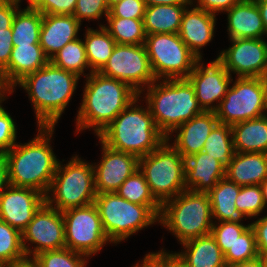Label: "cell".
I'll return each instance as SVG.
<instances>
[{
  "instance_id": "55",
  "label": "cell",
  "mask_w": 267,
  "mask_h": 267,
  "mask_svg": "<svg viewBox=\"0 0 267 267\" xmlns=\"http://www.w3.org/2000/svg\"><path fill=\"white\" fill-rule=\"evenodd\" d=\"M4 267H39L38 263L33 258L26 257L25 259L11 264L5 265Z\"/></svg>"
},
{
  "instance_id": "43",
  "label": "cell",
  "mask_w": 267,
  "mask_h": 267,
  "mask_svg": "<svg viewBox=\"0 0 267 267\" xmlns=\"http://www.w3.org/2000/svg\"><path fill=\"white\" fill-rule=\"evenodd\" d=\"M145 9L144 0H122L110 8L107 17L144 19Z\"/></svg>"
},
{
  "instance_id": "44",
  "label": "cell",
  "mask_w": 267,
  "mask_h": 267,
  "mask_svg": "<svg viewBox=\"0 0 267 267\" xmlns=\"http://www.w3.org/2000/svg\"><path fill=\"white\" fill-rule=\"evenodd\" d=\"M164 249L158 252H151L143 257V260L137 262L132 267H180L177 258Z\"/></svg>"
},
{
  "instance_id": "60",
  "label": "cell",
  "mask_w": 267,
  "mask_h": 267,
  "mask_svg": "<svg viewBox=\"0 0 267 267\" xmlns=\"http://www.w3.org/2000/svg\"><path fill=\"white\" fill-rule=\"evenodd\" d=\"M265 85H266V93H267V72L265 73V75L263 76Z\"/></svg>"
},
{
  "instance_id": "57",
  "label": "cell",
  "mask_w": 267,
  "mask_h": 267,
  "mask_svg": "<svg viewBox=\"0 0 267 267\" xmlns=\"http://www.w3.org/2000/svg\"><path fill=\"white\" fill-rule=\"evenodd\" d=\"M260 187L262 190L264 204L267 207V178L260 184Z\"/></svg>"
},
{
  "instance_id": "34",
  "label": "cell",
  "mask_w": 267,
  "mask_h": 267,
  "mask_svg": "<svg viewBox=\"0 0 267 267\" xmlns=\"http://www.w3.org/2000/svg\"><path fill=\"white\" fill-rule=\"evenodd\" d=\"M107 25L103 26L116 44L141 45L145 43L147 34L143 19L106 17Z\"/></svg>"
},
{
  "instance_id": "45",
  "label": "cell",
  "mask_w": 267,
  "mask_h": 267,
  "mask_svg": "<svg viewBox=\"0 0 267 267\" xmlns=\"http://www.w3.org/2000/svg\"><path fill=\"white\" fill-rule=\"evenodd\" d=\"M77 0H44L36 9L42 14L73 15Z\"/></svg>"
},
{
  "instance_id": "53",
  "label": "cell",
  "mask_w": 267,
  "mask_h": 267,
  "mask_svg": "<svg viewBox=\"0 0 267 267\" xmlns=\"http://www.w3.org/2000/svg\"><path fill=\"white\" fill-rule=\"evenodd\" d=\"M229 267H266V263L264 258L259 256L253 260L244 261L242 263L234 264Z\"/></svg>"
},
{
  "instance_id": "50",
  "label": "cell",
  "mask_w": 267,
  "mask_h": 267,
  "mask_svg": "<svg viewBox=\"0 0 267 267\" xmlns=\"http://www.w3.org/2000/svg\"><path fill=\"white\" fill-rule=\"evenodd\" d=\"M13 92L14 87L8 82L4 70L0 67V101L7 100V94L10 96Z\"/></svg>"
},
{
  "instance_id": "10",
  "label": "cell",
  "mask_w": 267,
  "mask_h": 267,
  "mask_svg": "<svg viewBox=\"0 0 267 267\" xmlns=\"http://www.w3.org/2000/svg\"><path fill=\"white\" fill-rule=\"evenodd\" d=\"M233 79L218 108V122L234 125L267 114V93L263 78L236 77Z\"/></svg>"
},
{
  "instance_id": "40",
  "label": "cell",
  "mask_w": 267,
  "mask_h": 267,
  "mask_svg": "<svg viewBox=\"0 0 267 267\" xmlns=\"http://www.w3.org/2000/svg\"><path fill=\"white\" fill-rule=\"evenodd\" d=\"M249 226L250 224L216 221L213 223L211 235L215 238L222 253L225 254Z\"/></svg>"
},
{
  "instance_id": "21",
  "label": "cell",
  "mask_w": 267,
  "mask_h": 267,
  "mask_svg": "<svg viewBox=\"0 0 267 267\" xmlns=\"http://www.w3.org/2000/svg\"><path fill=\"white\" fill-rule=\"evenodd\" d=\"M81 25L74 15L42 14L40 45L49 60L67 43L79 38Z\"/></svg>"
},
{
  "instance_id": "42",
  "label": "cell",
  "mask_w": 267,
  "mask_h": 267,
  "mask_svg": "<svg viewBox=\"0 0 267 267\" xmlns=\"http://www.w3.org/2000/svg\"><path fill=\"white\" fill-rule=\"evenodd\" d=\"M0 101V153L10 150L17 142V126Z\"/></svg>"
},
{
  "instance_id": "26",
  "label": "cell",
  "mask_w": 267,
  "mask_h": 267,
  "mask_svg": "<svg viewBox=\"0 0 267 267\" xmlns=\"http://www.w3.org/2000/svg\"><path fill=\"white\" fill-rule=\"evenodd\" d=\"M50 62L40 44L13 46L8 66L4 69L8 82L15 87L26 75Z\"/></svg>"
},
{
  "instance_id": "8",
  "label": "cell",
  "mask_w": 267,
  "mask_h": 267,
  "mask_svg": "<svg viewBox=\"0 0 267 267\" xmlns=\"http://www.w3.org/2000/svg\"><path fill=\"white\" fill-rule=\"evenodd\" d=\"M94 204L108 239L116 245L159 222V217L147 205L132 203L116 192L97 194Z\"/></svg>"
},
{
  "instance_id": "23",
  "label": "cell",
  "mask_w": 267,
  "mask_h": 267,
  "mask_svg": "<svg viewBox=\"0 0 267 267\" xmlns=\"http://www.w3.org/2000/svg\"><path fill=\"white\" fill-rule=\"evenodd\" d=\"M227 16V34L230 39L265 38L260 11L255 0H241L225 12Z\"/></svg>"
},
{
  "instance_id": "56",
  "label": "cell",
  "mask_w": 267,
  "mask_h": 267,
  "mask_svg": "<svg viewBox=\"0 0 267 267\" xmlns=\"http://www.w3.org/2000/svg\"><path fill=\"white\" fill-rule=\"evenodd\" d=\"M43 1L44 0H27L28 6L26 9L36 10L43 3Z\"/></svg>"
},
{
  "instance_id": "7",
  "label": "cell",
  "mask_w": 267,
  "mask_h": 267,
  "mask_svg": "<svg viewBox=\"0 0 267 267\" xmlns=\"http://www.w3.org/2000/svg\"><path fill=\"white\" fill-rule=\"evenodd\" d=\"M61 163L59 160L45 202L60 212L94 203L97 192L93 163L77 154L68 163Z\"/></svg>"
},
{
  "instance_id": "54",
  "label": "cell",
  "mask_w": 267,
  "mask_h": 267,
  "mask_svg": "<svg viewBox=\"0 0 267 267\" xmlns=\"http://www.w3.org/2000/svg\"><path fill=\"white\" fill-rule=\"evenodd\" d=\"M260 11L264 29L267 34V0H255Z\"/></svg>"
},
{
  "instance_id": "12",
  "label": "cell",
  "mask_w": 267,
  "mask_h": 267,
  "mask_svg": "<svg viewBox=\"0 0 267 267\" xmlns=\"http://www.w3.org/2000/svg\"><path fill=\"white\" fill-rule=\"evenodd\" d=\"M66 248L89 258L96 255L107 243H112L103 228L94 203L62 212Z\"/></svg>"
},
{
  "instance_id": "58",
  "label": "cell",
  "mask_w": 267,
  "mask_h": 267,
  "mask_svg": "<svg viewBox=\"0 0 267 267\" xmlns=\"http://www.w3.org/2000/svg\"><path fill=\"white\" fill-rule=\"evenodd\" d=\"M120 1H122V0H107V5L110 9L113 5L119 3Z\"/></svg>"
},
{
  "instance_id": "6",
  "label": "cell",
  "mask_w": 267,
  "mask_h": 267,
  "mask_svg": "<svg viewBox=\"0 0 267 267\" xmlns=\"http://www.w3.org/2000/svg\"><path fill=\"white\" fill-rule=\"evenodd\" d=\"M180 244L211 234L213 219L207 192L184 190L162 204L159 222Z\"/></svg>"
},
{
  "instance_id": "30",
  "label": "cell",
  "mask_w": 267,
  "mask_h": 267,
  "mask_svg": "<svg viewBox=\"0 0 267 267\" xmlns=\"http://www.w3.org/2000/svg\"><path fill=\"white\" fill-rule=\"evenodd\" d=\"M98 29L87 27L83 40L90 67L89 73H85L87 75L98 72L105 65L116 45L115 40L103 26H99Z\"/></svg>"
},
{
  "instance_id": "46",
  "label": "cell",
  "mask_w": 267,
  "mask_h": 267,
  "mask_svg": "<svg viewBox=\"0 0 267 267\" xmlns=\"http://www.w3.org/2000/svg\"><path fill=\"white\" fill-rule=\"evenodd\" d=\"M250 226L255 233L258 255L264 258L267 255V215L258 217Z\"/></svg>"
},
{
  "instance_id": "20",
  "label": "cell",
  "mask_w": 267,
  "mask_h": 267,
  "mask_svg": "<svg viewBox=\"0 0 267 267\" xmlns=\"http://www.w3.org/2000/svg\"><path fill=\"white\" fill-rule=\"evenodd\" d=\"M218 123L214 111H203L184 122L172 133H177L171 145L186 159L203 150L211 130Z\"/></svg>"
},
{
  "instance_id": "41",
  "label": "cell",
  "mask_w": 267,
  "mask_h": 267,
  "mask_svg": "<svg viewBox=\"0 0 267 267\" xmlns=\"http://www.w3.org/2000/svg\"><path fill=\"white\" fill-rule=\"evenodd\" d=\"M107 0H77L73 15L82 23V20H99L109 14Z\"/></svg>"
},
{
  "instance_id": "13",
  "label": "cell",
  "mask_w": 267,
  "mask_h": 267,
  "mask_svg": "<svg viewBox=\"0 0 267 267\" xmlns=\"http://www.w3.org/2000/svg\"><path fill=\"white\" fill-rule=\"evenodd\" d=\"M98 72L128 83L139 94L156 81L144 44H116L109 60Z\"/></svg>"
},
{
  "instance_id": "27",
  "label": "cell",
  "mask_w": 267,
  "mask_h": 267,
  "mask_svg": "<svg viewBox=\"0 0 267 267\" xmlns=\"http://www.w3.org/2000/svg\"><path fill=\"white\" fill-rule=\"evenodd\" d=\"M240 188L241 186L225 177L207 192L211 203L213 222L217 220L218 222L241 223L243 219H247L246 215L235 205Z\"/></svg>"
},
{
  "instance_id": "19",
  "label": "cell",
  "mask_w": 267,
  "mask_h": 267,
  "mask_svg": "<svg viewBox=\"0 0 267 267\" xmlns=\"http://www.w3.org/2000/svg\"><path fill=\"white\" fill-rule=\"evenodd\" d=\"M216 20V15L195 7L193 3L183 13L178 35L199 60L203 57L201 49L213 40Z\"/></svg>"
},
{
  "instance_id": "47",
  "label": "cell",
  "mask_w": 267,
  "mask_h": 267,
  "mask_svg": "<svg viewBox=\"0 0 267 267\" xmlns=\"http://www.w3.org/2000/svg\"><path fill=\"white\" fill-rule=\"evenodd\" d=\"M241 0H191L193 5L199 9H203L211 14L224 13ZM197 4L195 5V3Z\"/></svg>"
},
{
  "instance_id": "25",
  "label": "cell",
  "mask_w": 267,
  "mask_h": 267,
  "mask_svg": "<svg viewBox=\"0 0 267 267\" xmlns=\"http://www.w3.org/2000/svg\"><path fill=\"white\" fill-rule=\"evenodd\" d=\"M225 177L241 187L260 185L267 178V153L235 152Z\"/></svg>"
},
{
  "instance_id": "3",
  "label": "cell",
  "mask_w": 267,
  "mask_h": 267,
  "mask_svg": "<svg viewBox=\"0 0 267 267\" xmlns=\"http://www.w3.org/2000/svg\"><path fill=\"white\" fill-rule=\"evenodd\" d=\"M80 78L49 62L43 68L26 75L14 89L18 85L28 93L37 126L55 127L65 108L69 106Z\"/></svg>"
},
{
  "instance_id": "48",
  "label": "cell",
  "mask_w": 267,
  "mask_h": 267,
  "mask_svg": "<svg viewBox=\"0 0 267 267\" xmlns=\"http://www.w3.org/2000/svg\"><path fill=\"white\" fill-rule=\"evenodd\" d=\"M21 7L18 4L0 2V32H7L11 29L13 18Z\"/></svg>"
},
{
  "instance_id": "16",
  "label": "cell",
  "mask_w": 267,
  "mask_h": 267,
  "mask_svg": "<svg viewBox=\"0 0 267 267\" xmlns=\"http://www.w3.org/2000/svg\"><path fill=\"white\" fill-rule=\"evenodd\" d=\"M202 61L201 59L196 62L187 79L194 87L198 104L202 110L215 111L232 84L233 78L217 59L209 62L206 66Z\"/></svg>"
},
{
  "instance_id": "29",
  "label": "cell",
  "mask_w": 267,
  "mask_h": 267,
  "mask_svg": "<svg viewBox=\"0 0 267 267\" xmlns=\"http://www.w3.org/2000/svg\"><path fill=\"white\" fill-rule=\"evenodd\" d=\"M189 5L146 6L144 29L147 35L159 33H178L185 9Z\"/></svg>"
},
{
  "instance_id": "49",
  "label": "cell",
  "mask_w": 267,
  "mask_h": 267,
  "mask_svg": "<svg viewBox=\"0 0 267 267\" xmlns=\"http://www.w3.org/2000/svg\"><path fill=\"white\" fill-rule=\"evenodd\" d=\"M12 49V29H7V32H0V67L3 70L8 66Z\"/></svg>"
},
{
  "instance_id": "17",
  "label": "cell",
  "mask_w": 267,
  "mask_h": 267,
  "mask_svg": "<svg viewBox=\"0 0 267 267\" xmlns=\"http://www.w3.org/2000/svg\"><path fill=\"white\" fill-rule=\"evenodd\" d=\"M102 159L94 168L95 190L97 194L116 192L122 183L139 169V158L133 154L106 146L100 139Z\"/></svg>"
},
{
  "instance_id": "61",
  "label": "cell",
  "mask_w": 267,
  "mask_h": 267,
  "mask_svg": "<svg viewBox=\"0 0 267 267\" xmlns=\"http://www.w3.org/2000/svg\"><path fill=\"white\" fill-rule=\"evenodd\" d=\"M265 263L267 265V255L264 257Z\"/></svg>"
},
{
  "instance_id": "52",
  "label": "cell",
  "mask_w": 267,
  "mask_h": 267,
  "mask_svg": "<svg viewBox=\"0 0 267 267\" xmlns=\"http://www.w3.org/2000/svg\"><path fill=\"white\" fill-rule=\"evenodd\" d=\"M146 6L153 5H191V0H144Z\"/></svg>"
},
{
  "instance_id": "4",
  "label": "cell",
  "mask_w": 267,
  "mask_h": 267,
  "mask_svg": "<svg viewBox=\"0 0 267 267\" xmlns=\"http://www.w3.org/2000/svg\"><path fill=\"white\" fill-rule=\"evenodd\" d=\"M141 97L135 98L96 136L106 146L138 158L156 150L166 140L156 127L148 104H145V108L136 104Z\"/></svg>"
},
{
  "instance_id": "18",
  "label": "cell",
  "mask_w": 267,
  "mask_h": 267,
  "mask_svg": "<svg viewBox=\"0 0 267 267\" xmlns=\"http://www.w3.org/2000/svg\"><path fill=\"white\" fill-rule=\"evenodd\" d=\"M44 202L36 189L8 185L0 193V219L22 233Z\"/></svg>"
},
{
  "instance_id": "1",
  "label": "cell",
  "mask_w": 267,
  "mask_h": 267,
  "mask_svg": "<svg viewBox=\"0 0 267 267\" xmlns=\"http://www.w3.org/2000/svg\"><path fill=\"white\" fill-rule=\"evenodd\" d=\"M54 129L38 126L35 138L25 144L16 143L3 153L9 185L33 188L47 194L59 163L50 143Z\"/></svg>"
},
{
  "instance_id": "28",
  "label": "cell",
  "mask_w": 267,
  "mask_h": 267,
  "mask_svg": "<svg viewBox=\"0 0 267 267\" xmlns=\"http://www.w3.org/2000/svg\"><path fill=\"white\" fill-rule=\"evenodd\" d=\"M235 152L267 153V114L231 126Z\"/></svg>"
},
{
  "instance_id": "11",
  "label": "cell",
  "mask_w": 267,
  "mask_h": 267,
  "mask_svg": "<svg viewBox=\"0 0 267 267\" xmlns=\"http://www.w3.org/2000/svg\"><path fill=\"white\" fill-rule=\"evenodd\" d=\"M144 45L156 80L187 79L199 60L178 33L149 34Z\"/></svg>"
},
{
  "instance_id": "33",
  "label": "cell",
  "mask_w": 267,
  "mask_h": 267,
  "mask_svg": "<svg viewBox=\"0 0 267 267\" xmlns=\"http://www.w3.org/2000/svg\"><path fill=\"white\" fill-rule=\"evenodd\" d=\"M202 151L217 159L226 169L235 154L231 126L218 122L206 139Z\"/></svg>"
},
{
  "instance_id": "38",
  "label": "cell",
  "mask_w": 267,
  "mask_h": 267,
  "mask_svg": "<svg viewBox=\"0 0 267 267\" xmlns=\"http://www.w3.org/2000/svg\"><path fill=\"white\" fill-rule=\"evenodd\" d=\"M257 257H259V255L257 252L255 233L251 226L237 238L233 247L224 254L227 267L244 261H250Z\"/></svg>"
},
{
  "instance_id": "32",
  "label": "cell",
  "mask_w": 267,
  "mask_h": 267,
  "mask_svg": "<svg viewBox=\"0 0 267 267\" xmlns=\"http://www.w3.org/2000/svg\"><path fill=\"white\" fill-rule=\"evenodd\" d=\"M116 193L132 203L147 205L158 217L160 216L162 204L152 194L150 186L139 169L122 183Z\"/></svg>"
},
{
  "instance_id": "24",
  "label": "cell",
  "mask_w": 267,
  "mask_h": 267,
  "mask_svg": "<svg viewBox=\"0 0 267 267\" xmlns=\"http://www.w3.org/2000/svg\"><path fill=\"white\" fill-rule=\"evenodd\" d=\"M181 245V252L172 253L180 267H227L224 254L211 234L188 240Z\"/></svg>"
},
{
  "instance_id": "14",
  "label": "cell",
  "mask_w": 267,
  "mask_h": 267,
  "mask_svg": "<svg viewBox=\"0 0 267 267\" xmlns=\"http://www.w3.org/2000/svg\"><path fill=\"white\" fill-rule=\"evenodd\" d=\"M21 234L23 250L28 258H33L46 250L66 248L62 212L46 202L35 212L31 222Z\"/></svg>"
},
{
  "instance_id": "2",
  "label": "cell",
  "mask_w": 267,
  "mask_h": 267,
  "mask_svg": "<svg viewBox=\"0 0 267 267\" xmlns=\"http://www.w3.org/2000/svg\"><path fill=\"white\" fill-rule=\"evenodd\" d=\"M85 79L75 133L90 128L98 136L139 93L128 83L99 72H92Z\"/></svg>"
},
{
  "instance_id": "22",
  "label": "cell",
  "mask_w": 267,
  "mask_h": 267,
  "mask_svg": "<svg viewBox=\"0 0 267 267\" xmlns=\"http://www.w3.org/2000/svg\"><path fill=\"white\" fill-rule=\"evenodd\" d=\"M185 188L194 192H208L225 178L220 162L200 151L185 159Z\"/></svg>"
},
{
  "instance_id": "31",
  "label": "cell",
  "mask_w": 267,
  "mask_h": 267,
  "mask_svg": "<svg viewBox=\"0 0 267 267\" xmlns=\"http://www.w3.org/2000/svg\"><path fill=\"white\" fill-rule=\"evenodd\" d=\"M42 13L33 9L19 8L12 21L13 46L40 44Z\"/></svg>"
},
{
  "instance_id": "36",
  "label": "cell",
  "mask_w": 267,
  "mask_h": 267,
  "mask_svg": "<svg viewBox=\"0 0 267 267\" xmlns=\"http://www.w3.org/2000/svg\"><path fill=\"white\" fill-rule=\"evenodd\" d=\"M25 258L22 234L0 219V264L5 266Z\"/></svg>"
},
{
  "instance_id": "51",
  "label": "cell",
  "mask_w": 267,
  "mask_h": 267,
  "mask_svg": "<svg viewBox=\"0 0 267 267\" xmlns=\"http://www.w3.org/2000/svg\"><path fill=\"white\" fill-rule=\"evenodd\" d=\"M9 185L7 163L3 153H0V193Z\"/></svg>"
},
{
  "instance_id": "59",
  "label": "cell",
  "mask_w": 267,
  "mask_h": 267,
  "mask_svg": "<svg viewBox=\"0 0 267 267\" xmlns=\"http://www.w3.org/2000/svg\"><path fill=\"white\" fill-rule=\"evenodd\" d=\"M0 2L14 3L19 5L21 3V0H0Z\"/></svg>"
},
{
  "instance_id": "37",
  "label": "cell",
  "mask_w": 267,
  "mask_h": 267,
  "mask_svg": "<svg viewBox=\"0 0 267 267\" xmlns=\"http://www.w3.org/2000/svg\"><path fill=\"white\" fill-rule=\"evenodd\" d=\"M33 259L39 267H86L89 257L68 248H63L40 252Z\"/></svg>"
},
{
  "instance_id": "39",
  "label": "cell",
  "mask_w": 267,
  "mask_h": 267,
  "mask_svg": "<svg viewBox=\"0 0 267 267\" xmlns=\"http://www.w3.org/2000/svg\"><path fill=\"white\" fill-rule=\"evenodd\" d=\"M235 205L247 218L256 219L266 208L260 185L242 186L235 199Z\"/></svg>"
},
{
  "instance_id": "15",
  "label": "cell",
  "mask_w": 267,
  "mask_h": 267,
  "mask_svg": "<svg viewBox=\"0 0 267 267\" xmlns=\"http://www.w3.org/2000/svg\"><path fill=\"white\" fill-rule=\"evenodd\" d=\"M231 46L220 51L217 60L230 75L236 77H260L267 72L266 39H229Z\"/></svg>"
},
{
  "instance_id": "35",
  "label": "cell",
  "mask_w": 267,
  "mask_h": 267,
  "mask_svg": "<svg viewBox=\"0 0 267 267\" xmlns=\"http://www.w3.org/2000/svg\"><path fill=\"white\" fill-rule=\"evenodd\" d=\"M50 62L58 68L77 74L79 77L83 75L86 77L84 72L90 68L86 58L85 44L80 37L67 43L50 59Z\"/></svg>"
},
{
  "instance_id": "5",
  "label": "cell",
  "mask_w": 267,
  "mask_h": 267,
  "mask_svg": "<svg viewBox=\"0 0 267 267\" xmlns=\"http://www.w3.org/2000/svg\"><path fill=\"white\" fill-rule=\"evenodd\" d=\"M141 94H145L142 98H145L156 127L167 141L171 140L177 127L203 112L188 79H158Z\"/></svg>"
},
{
  "instance_id": "9",
  "label": "cell",
  "mask_w": 267,
  "mask_h": 267,
  "mask_svg": "<svg viewBox=\"0 0 267 267\" xmlns=\"http://www.w3.org/2000/svg\"><path fill=\"white\" fill-rule=\"evenodd\" d=\"M139 170L161 204L186 190L185 158L170 141L165 140L156 150L140 157Z\"/></svg>"
}]
</instances>
